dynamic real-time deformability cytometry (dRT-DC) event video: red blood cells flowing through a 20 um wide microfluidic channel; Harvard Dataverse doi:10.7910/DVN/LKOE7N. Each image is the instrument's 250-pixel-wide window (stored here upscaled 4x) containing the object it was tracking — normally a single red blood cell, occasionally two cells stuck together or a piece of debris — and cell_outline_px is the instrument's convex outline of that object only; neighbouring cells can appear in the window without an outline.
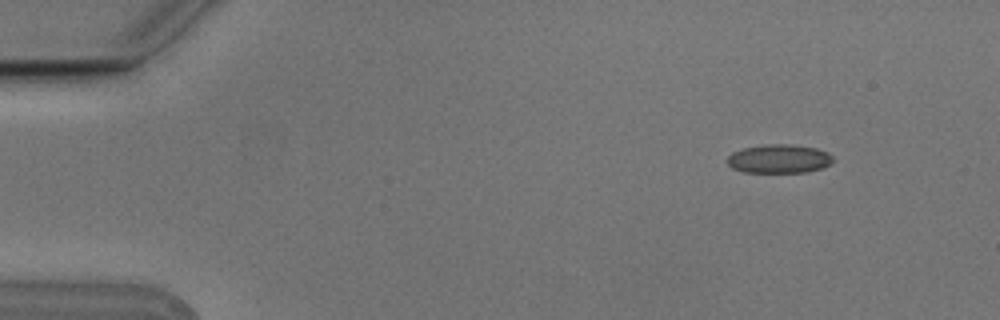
{"species": "Egyptian fruit bat (a non-hibernating species)", "species_latin": "Rousettus aegyptiacus", "temperature_condition": "cold", "stored_images_in_passage": 5, "camera_frame_rate_fps": 3000, "um_per_image_px": 0.085, "animal": {"sex": "male"}, "frame": {"image": 1, "passage_image": 2, "time_ms": 0.333, "image_size_px": [1000, 320], "cell_outline_px": [[836, 160], [832, 164], [824, 168], [808, 172], [744, 172], [732, 168], [728, 164], [728, 156], [732, 152], [744, 148], [768, 144], [788, 144], [816, 148], [828, 152]], "centroid_in_image_um": [66.28, 13.5], "position_along_channel_um": 18.7, "area_um2": 17.86}}